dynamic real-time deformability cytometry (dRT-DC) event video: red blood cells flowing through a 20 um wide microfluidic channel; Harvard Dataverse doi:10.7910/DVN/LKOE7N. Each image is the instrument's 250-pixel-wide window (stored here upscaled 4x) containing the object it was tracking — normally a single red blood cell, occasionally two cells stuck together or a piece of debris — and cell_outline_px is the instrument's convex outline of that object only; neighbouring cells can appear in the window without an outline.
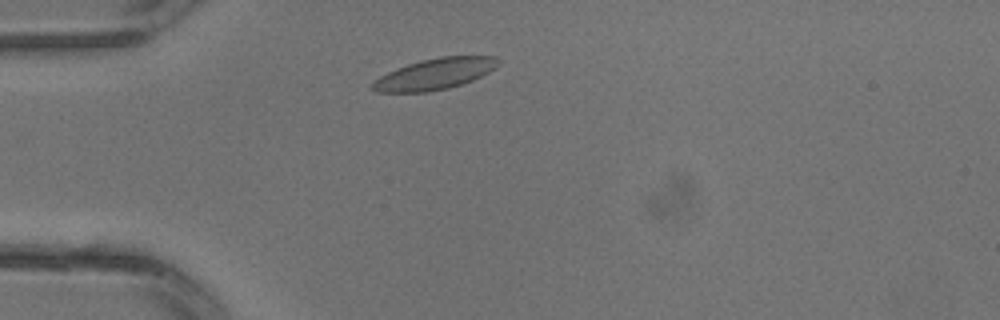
{"species": "common noctule bat (a hibernating species)", "species_latin": "Nyctalus noctula", "temperature_condition": "warm", "stored_images_in_passage": 1, "camera_frame_rate_fps": 3000, "um_per_image_px": 0.085, "animal": {"sex": "male", "body_mass_g": 13.3}, "frame": {"image": 1, "passage_image": 1, "time_ms": 0.0, "image_size_px": [1000, 320], "cell_outline_px": [[500, 60], [496, 68], [472, 80], [448, 88], [428, 92], [376, 92], [372, 88], [372, 80], [388, 72], [408, 64], [420, 60], [440, 56], [496, 56]], "centroid_in_image_um": [36.95, 6.28], "position_along_channel_um": 48.0, "area_um2": 22.72}}